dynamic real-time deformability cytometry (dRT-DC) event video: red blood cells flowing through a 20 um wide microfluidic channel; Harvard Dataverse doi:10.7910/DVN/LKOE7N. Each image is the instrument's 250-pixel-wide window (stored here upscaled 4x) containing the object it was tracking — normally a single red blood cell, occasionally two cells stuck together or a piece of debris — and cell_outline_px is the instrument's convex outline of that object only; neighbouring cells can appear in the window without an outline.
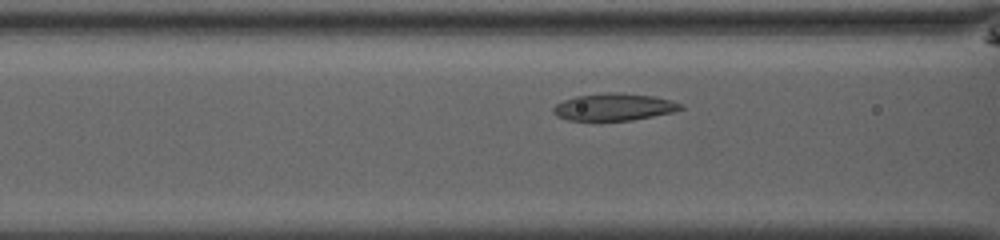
{"species": "common noctule bat (a hibernating species)", "species_latin": "Nyctalus noctula", "temperature_condition": "room temperature", "stored_images_in_passage": 48, "camera_frame_rate_fps": 3000, "um_per_image_px": 0.085, "animal": {"sex": "male", "body_mass_g": 13.0, "forearm_length_mm": 53.1}, "frame": {"image": 1, "passage_image": 19, "time_ms": 6.0, "image_size_px": [1000, 240], "cell_outline_px": [[684, 108], [672, 112], [632, 120], [568, 120], [556, 116], [552, 112], [552, 108], [556, 104], [564, 100], [576, 96], [604, 92], [620, 92], [652, 96], [684, 104]], "centroid_in_image_um": [52.16, 9.08], "position_along_channel_um": 114.4, "area_um2": 20.11}}
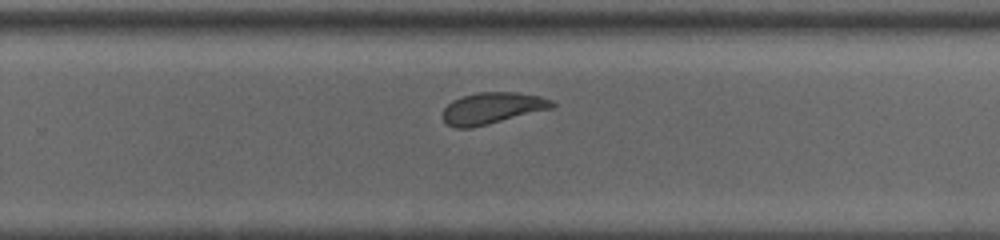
{"frame": {"image": 2, "passage_image": 32, "time_ms": 10.333, "image_size_px": [1000, 240], "cell_outline_px": [[556, 108], [472, 128], [456, 128], [448, 124], [440, 116], [444, 108], [452, 100], [476, 92], [516, 92], [540, 96], [552, 100], [556, 104]], "centroid_in_image_um": [41.87, 9.2], "position_along_channel_um": 287.9, "area_um2": 20.4}}
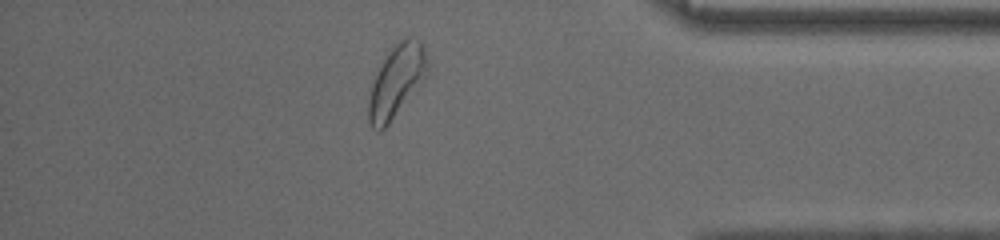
{"frame": {"image": 3, "passage_image": 42, "time_ms": 13.667, "image_size_px": [1000, 240], "cell_outline_px": [[428, 72], [388, 124], [380, 132], [372, 128], [368, 120], [368, 100], [372, 84], [380, 64], [392, 44], [408, 36], [420, 40], [424, 44], [428, 60]], "centroid_in_image_um": [33.69, 6.83], "position_along_channel_um": 401.5, "area_um2": 24.57}, "authors_computed_cell_mechanics": {"area_um2": 21.097, "velocity_mm_per_s": 4.0122, "shape_relaxation_time_tau1_ms": 2.0022, "shape_relaxation_time_tau2_ms": 2.7771, "deformation_change_tau1": 0.0936, "deformation_change_tau2": 0.0413}}